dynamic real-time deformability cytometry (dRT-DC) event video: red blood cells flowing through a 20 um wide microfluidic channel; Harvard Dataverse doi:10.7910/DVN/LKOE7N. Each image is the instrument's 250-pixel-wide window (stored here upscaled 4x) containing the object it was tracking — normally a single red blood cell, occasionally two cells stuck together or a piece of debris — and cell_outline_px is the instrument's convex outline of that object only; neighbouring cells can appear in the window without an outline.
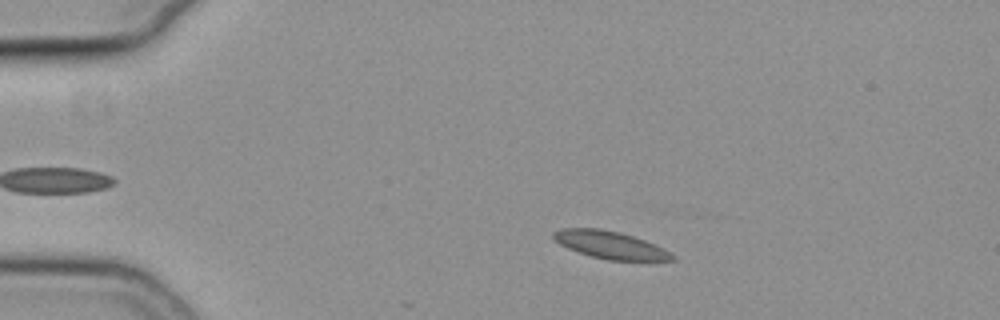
{"species": "common noctule bat (a hibernating species)", "species_latin": "Nyctalus noctula", "temperature_condition": "cold", "stored_images_in_passage": 16, "camera_frame_rate_fps": 3000, "um_per_image_px": 0.085, "animal": {"sex": "female", "body_mass_g": 19.3, "forearm_length_mm": 54.1}, "frame": {"image": 1, "passage_image": 8, "time_ms": 2.333, "image_size_px": [1000, 320], "cell_outline_px": [[676, 260], [608, 260], [576, 252], [552, 240], [552, 232], [560, 228], [600, 228], [620, 232], [644, 240], [676, 256]], "centroid_in_image_um": [51.77, 20.8], "position_along_channel_um": 33.2, "area_um2": 18.9}}
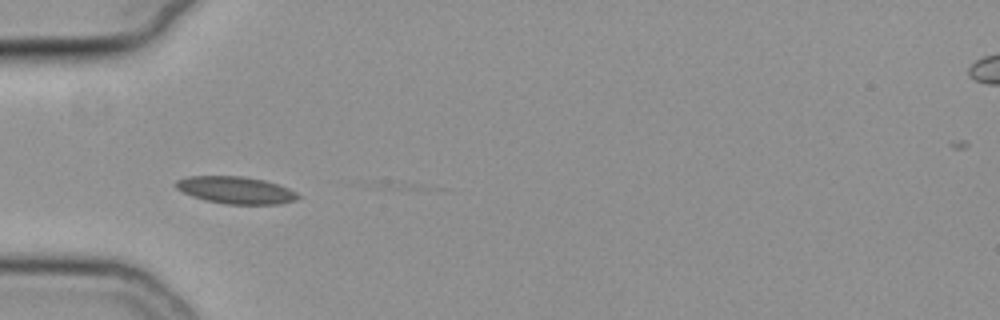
{"frame": {"image": 2, "passage_image": 15, "time_ms": 4.667, "image_size_px": [1000, 320], "cell_outline_px": [[300, 196], [296, 200], [280, 204], [224, 204], [204, 200], [192, 196], [176, 188], [176, 180], [188, 176], [244, 176], [264, 180], [288, 188], [296, 192]], "centroid_in_image_um": [20.04, 16.16], "position_along_channel_um": 65.0, "area_um2": 19.31}}